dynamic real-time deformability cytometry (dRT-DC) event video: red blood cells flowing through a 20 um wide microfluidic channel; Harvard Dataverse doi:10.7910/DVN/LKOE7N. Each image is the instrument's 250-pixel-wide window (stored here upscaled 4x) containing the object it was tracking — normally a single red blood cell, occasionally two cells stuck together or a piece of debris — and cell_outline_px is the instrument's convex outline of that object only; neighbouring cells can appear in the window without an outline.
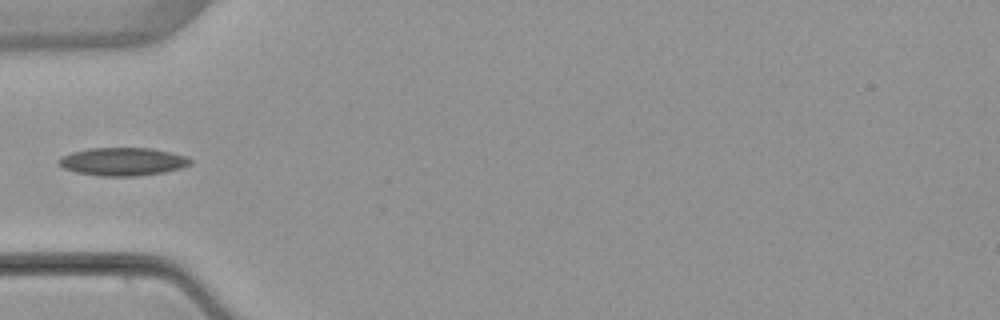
{"species": "common noctule bat (a hibernating species)", "species_latin": "Nyctalus noctula", "temperature_condition": "warm", "stored_images_in_passage": 5, "camera_frame_rate_fps": 3000, "um_per_image_px": 0.085, "animal": {"sex": "female", "body_mass_g": 22.7, "forearm_length_mm": 54.2}, "frame": {"image": 1, "passage_image": 5, "time_ms": 4.667, "image_size_px": [1000, 320], "cell_outline_px": [[192, 164], [180, 168], [164, 172], [136, 176], [100, 176], [76, 172], [64, 168], [56, 164], [56, 160], [60, 156], [72, 152], [88, 148], [148, 148], [188, 156], [192, 160]], "centroid_in_image_um": [10.39, 13.74], "position_along_channel_um": 74.6, "area_um2": 21.62}}